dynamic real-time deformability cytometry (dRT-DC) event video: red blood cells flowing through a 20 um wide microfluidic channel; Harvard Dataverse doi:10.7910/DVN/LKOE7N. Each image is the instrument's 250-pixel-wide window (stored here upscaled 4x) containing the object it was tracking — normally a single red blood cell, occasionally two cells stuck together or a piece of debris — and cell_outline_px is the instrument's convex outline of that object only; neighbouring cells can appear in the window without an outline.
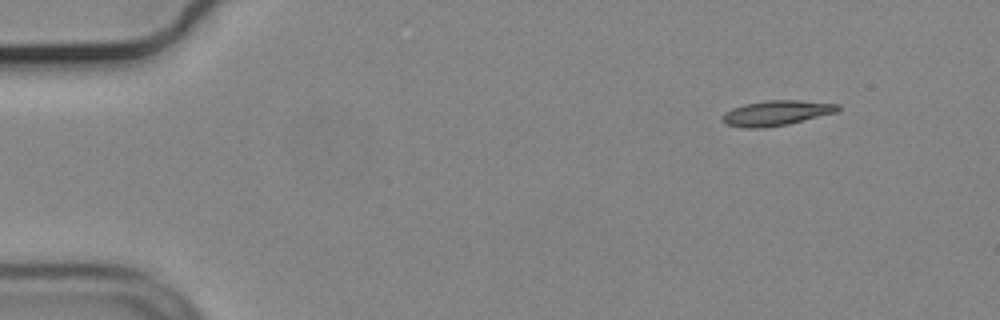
{"species": "common noctule bat (a hibernating species)", "species_latin": "Nyctalus noctula", "temperature_condition": "cold", "stored_images_in_passage": 50, "camera_frame_rate_fps": 3000, "um_per_image_px": 0.085, "animal": {"sex": "male", "body_mass_g": 19.2, "forearm_length_mm": 51.8}, "frame": {"image": 1, "passage_image": 1, "time_ms": 0.0, "image_size_px": [1000, 320], "cell_outline_px": [[840, 108], [836, 112], [788, 124], [764, 128], [744, 128], [724, 124], [720, 120], [724, 112], [732, 108], [744, 104], [764, 100], [800, 100], [840, 104]], "centroid_in_image_um": [65.94, 9.6], "position_along_channel_um": 19.1, "area_um2": 17.05}}
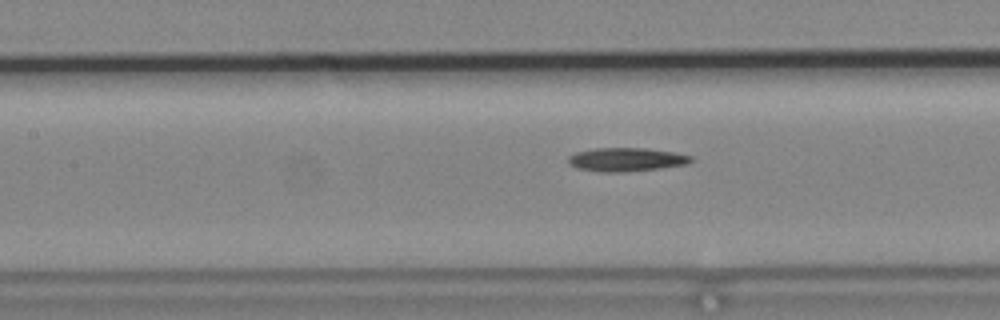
{"frame": {"image": 2, "passage_image": 20, "time_ms": 6.333, "image_size_px": [1000, 320], "cell_outline_px": [[692, 160], [688, 164], [660, 168], [624, 172], [596, 172], [576, 168], [568, 164], [568, 156], [576, 152], [596, 148], [648, 148], [676, 152], [692, 156]], "centroid_in_image_um": [53.22, 13.56], "position_along_channel_um": 154.2, "area_um2": 17.11}}
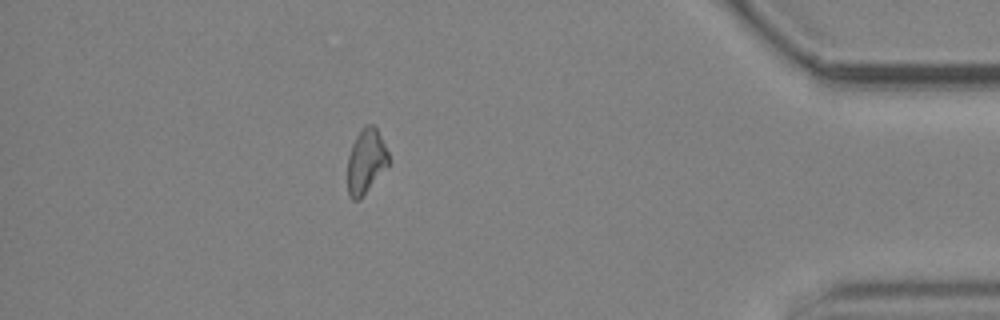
{"frame": {"image": 3, "passage_image": 44, "time_ms": 14.333, "image_size_px": [1000, 320], "cell_outline_px": [[388, 164], [360, 200], [352, 200], [348, 196], [348, 156], [352, 144], [356, 136], [364, 124], [372, 124], [376, 128], [388, 152]], "centroid_in_image_um": [31.08, 13.71], "position_along_channel_um": 404.1, "area_um2": 15.26}}